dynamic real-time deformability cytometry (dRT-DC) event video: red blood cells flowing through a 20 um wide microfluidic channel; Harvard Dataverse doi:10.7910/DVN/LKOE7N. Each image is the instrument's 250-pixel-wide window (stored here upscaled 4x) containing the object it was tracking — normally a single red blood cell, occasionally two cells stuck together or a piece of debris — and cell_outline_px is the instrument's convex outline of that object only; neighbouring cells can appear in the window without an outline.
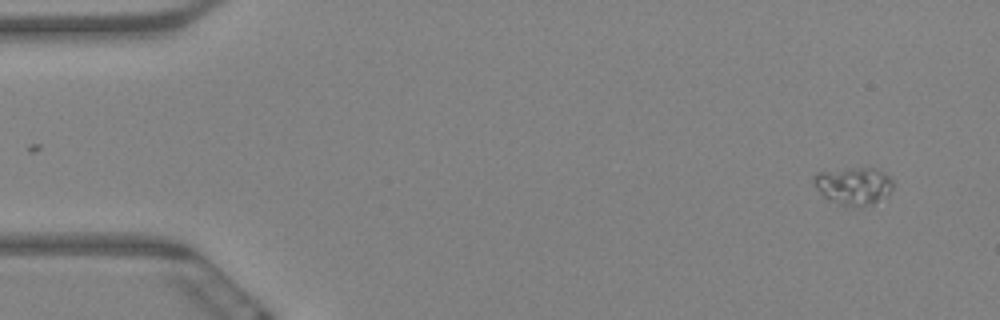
{"species": "Egyptian fruit bat (a non-hibernating species)", "species_latin": "Rousettus aegyptiacus", "temperature_condition": "warm", "stored_images_in_passage": 5, "camera_frame_rate_fps": 3000, "um_per_image_px": 0.085, "animal": {"sex": "female"}, "frame": {"image": 1, "passage_image": 5, "time_ms": 1.333, "image_size_px": [1000, 320], "cell_outline_px": [[892, 188], [884, 196], [872, 204], [856, 208], [840, 204], [828, 200], [812, 184], [812, 176], [816, 172], [852, 168], [880, 168], [892, 180]], "centroid_in_image_um": [72.51, 15.79], "position_along_channel_um": 12.5, "area_um2": 17.46}}